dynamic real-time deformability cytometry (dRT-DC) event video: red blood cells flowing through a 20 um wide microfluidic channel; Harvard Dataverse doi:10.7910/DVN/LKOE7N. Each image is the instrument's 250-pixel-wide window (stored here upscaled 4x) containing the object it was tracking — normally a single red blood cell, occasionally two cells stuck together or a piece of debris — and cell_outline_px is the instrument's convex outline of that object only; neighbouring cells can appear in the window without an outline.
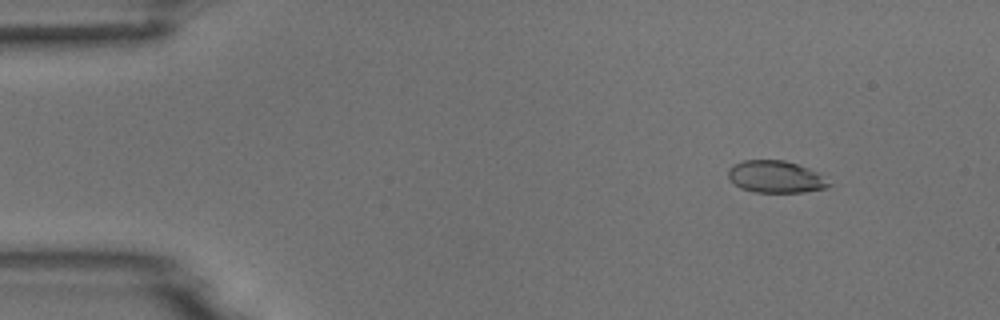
{"species": "common noctule bat (a hibernating species)", "species_latin": "Nyctalus noctula", "temperature_condition": "room temperature", "stored_images_in_passage": 3, "camera_frame_rate_fps": 3000, "um_per_image_px": 0.085, "animal": {"sex": "male", "body_mass_g": 18.8}, "frame": {"image": 1, "passage_image": 1, "time_ms": 0.0, "image_size_px": [1000, 320], "cell_outline_px": [[832, 184], [824, 188], [804, 192], [752, 192], [740, 188], [728, 176], [728, 168], [732, 164], [744, 160], [784, 160], [808, 168], [816, 172]], "centroid_in_image_um": [65.89, 15.02], "position_along_channel_um": 19.1, "area_um2": 18.67}}